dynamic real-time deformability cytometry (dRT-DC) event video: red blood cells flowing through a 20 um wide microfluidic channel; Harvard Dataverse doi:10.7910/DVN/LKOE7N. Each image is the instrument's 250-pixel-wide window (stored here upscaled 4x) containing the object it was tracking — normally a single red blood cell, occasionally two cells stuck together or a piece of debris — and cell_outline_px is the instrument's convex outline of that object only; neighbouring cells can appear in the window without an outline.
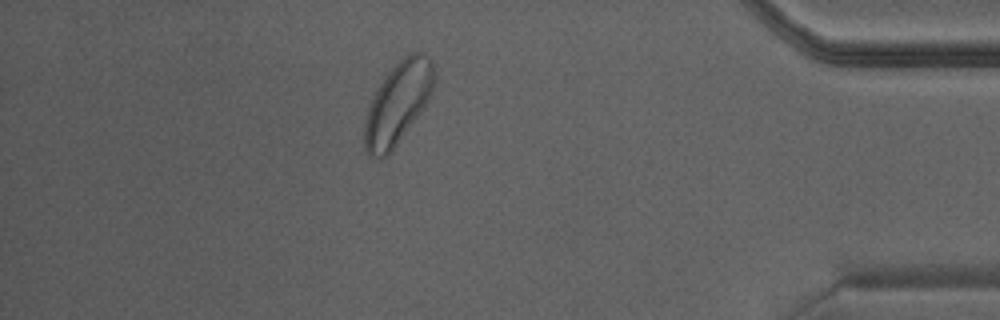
{"species": "Egyptian fruit bat (a non-hibernating species)", "species_latin": "Rousettus aegyptiacus", "temperature_condition": "warm", "stored_images_in_passage": 23, "camera_frame_rate_fps": 3000, "um_per_image_px": 0.085, "animal": {"sex": "male"}, "frame": {"image": 1, "passage_image": 20, "time_ms": 6.333, "image_size_px": [1000, 320], "cell_outline_px": [[436, 80], [432, 92], [428, 100], [388, 156], [368, 156], [364, 148], [364, 124], [368, 108], [372, 96], [384, 76], [408, 52], [424, 52], [432, 60], [436, 72]], "centroid_in_image_um": [33.83, 8.71], "position_along_channel_um": 401.4, "area_um2": 33.18}}